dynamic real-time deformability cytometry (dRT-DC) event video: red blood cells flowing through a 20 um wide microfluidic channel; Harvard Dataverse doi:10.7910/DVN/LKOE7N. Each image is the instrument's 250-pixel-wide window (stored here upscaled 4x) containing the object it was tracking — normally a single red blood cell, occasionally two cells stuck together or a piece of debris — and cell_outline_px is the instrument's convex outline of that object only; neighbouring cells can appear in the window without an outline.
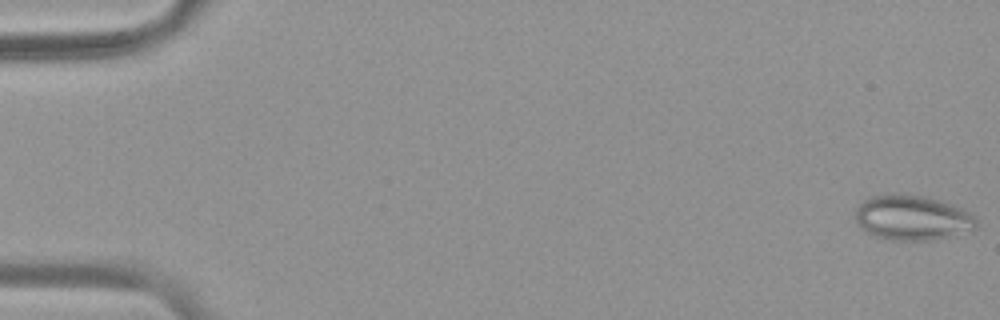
{"species": "common noctule bat (a hibernating species)", "species_latin": "Nyctalus noctula", "temperature_condition": "warm", "stored_images_in_passage": 6, "camera_frame_rate_fps": 3000, "um_per_image_px": 0.085, "animal": {"sex": "female", "body_mass_g": 19.9}, "frame": {"image": 1, "passage_image": 1, "time_ms": 0.0, "image_size_px": [1000, 320], "cell_outline_px": [[976, 228], [972, 232], [932, 240], [892, 240], [876, 236], [860, 228], [856, 220], [856, 208], [868, 196], [888, 192], [908, 192], [940, 200], [964, 208], [976, 216]], "centroid_in_image_um": [77.57, 18.47], "position_along_channel_um": 7.4, "area_um2": 32.66}}